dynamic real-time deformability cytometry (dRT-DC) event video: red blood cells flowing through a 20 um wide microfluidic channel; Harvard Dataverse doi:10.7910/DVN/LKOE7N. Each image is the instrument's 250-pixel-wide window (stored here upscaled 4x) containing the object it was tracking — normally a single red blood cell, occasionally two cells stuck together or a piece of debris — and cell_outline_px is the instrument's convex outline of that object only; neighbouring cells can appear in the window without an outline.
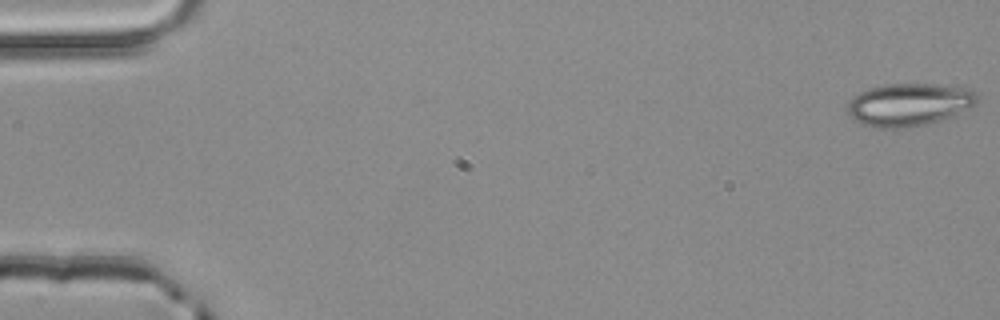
{"species": "common noctule bat (a hibernating species)", "species_latin": "Nyctalus noctula", "temperature_condition": "room temperature", "stored_images_in_passage": 4, "camera_frame_rate_fps": 3000, "um_per_image_px": 0.085, "animal": {"sex": "male", "body_mass_g": 20.4}, "frame": {"image": 1, "passage_image": 1, "time_ms": 0.0, "image_size_px": [1000, 320], "cell_outline_px": [[980, 100], [976, 104], [940, 120], [928, 124], [912, 128], [872, 128], [860, 124], [852, 120], [848, 112], [848, 100], [852, 96], [868, 88], [884, 84], [932, 84], [960, 88], [976, 92], [980, 96]], "centroid_in_image_um": [77.19, 8.91], "position_along_channel_um": 7.8, "area_um2": 32.48}}